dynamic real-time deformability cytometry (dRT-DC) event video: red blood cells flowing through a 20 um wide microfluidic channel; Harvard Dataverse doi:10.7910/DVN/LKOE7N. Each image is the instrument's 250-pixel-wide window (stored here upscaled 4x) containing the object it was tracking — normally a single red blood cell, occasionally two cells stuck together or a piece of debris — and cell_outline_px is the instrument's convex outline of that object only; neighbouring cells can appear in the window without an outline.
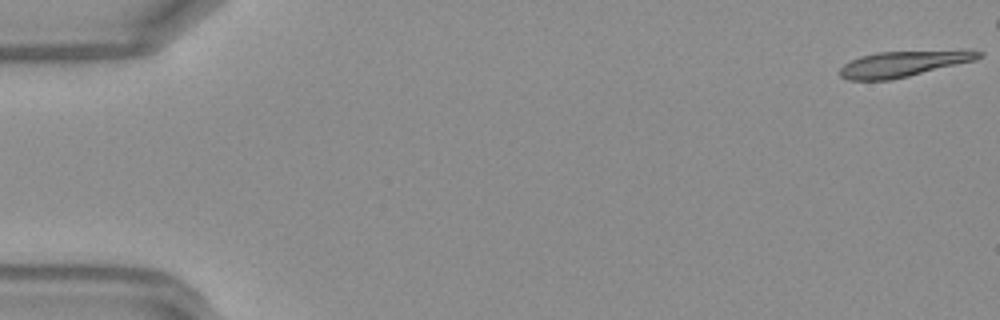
{"species": "Egyptian fruit bat (a non-hibernating species)", "species_latin": "Rousettus aegyptiacus", "temperature_condition": "warm", "stored_images_in_passage": 44, "camera_frame_rate_fps": 3000, "um_per_image_px": 0.085, "frame": {"image": 1, "passage_image": 1, "time_ms": 0.0, "image_size_px": [1000, 320], "cell_outline_px": [[984, 56], [972, 60], [892, 80], [848, 80], [840, 76], [840, 68], [844, 64], [860, 56], [876, 52], [984, 52]], "centroid_in_image_um": [76.6, 5.46], "position_along_channel_um": 8.4, "area_um2": 19.77}}
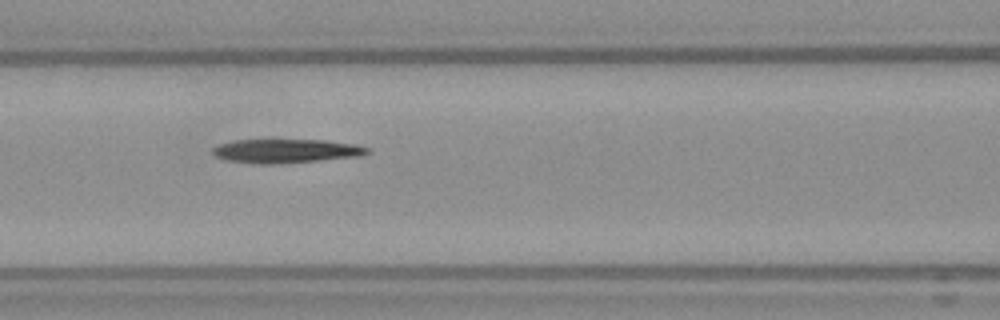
{"frame": {"image": 2, "passage_image": 21, "time_ms": 6.667, "image_size_px": [1000, 320], "cell_outline_px": [[372, 152], [360, 156], [320, 160], [272, 164], [260, 164], [224, 160], [216, 156], [212, 152], [212, 148], [220, 144], [232, 140], [324, 140], [356, 144], [372, 148]], "centroid_in_image_um": [24.35, 12.83], "position_along_channel_um": 142.3, "area_um2": 21.62}}
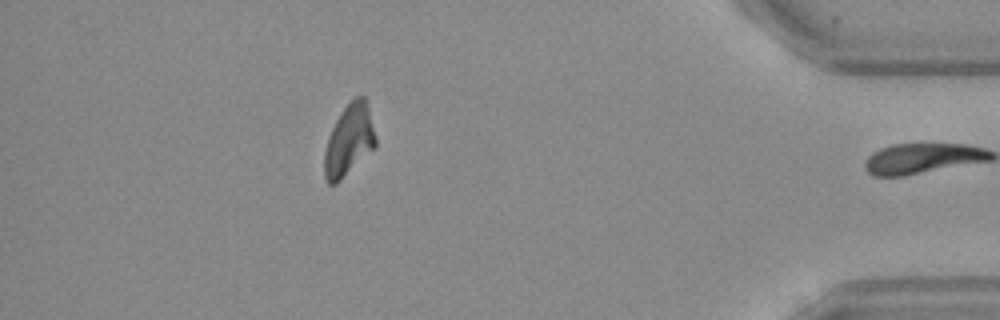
{"frame": {"image": 3, "passage_image": 43, "time_ms": 14.0, "image_size_px": [1000, 320], "cell_outline_px": [[376, 144], [336, 184], [328, 184], [324, 176], [324, 152], [328, 136], [340, 112], [356, 96], [364, 96], [368, 108], [376, 136]], "centroid_in_image_um": [29.63, 11.91], "position_along_channel_um": 405.6, "area_um2": 20.75}}